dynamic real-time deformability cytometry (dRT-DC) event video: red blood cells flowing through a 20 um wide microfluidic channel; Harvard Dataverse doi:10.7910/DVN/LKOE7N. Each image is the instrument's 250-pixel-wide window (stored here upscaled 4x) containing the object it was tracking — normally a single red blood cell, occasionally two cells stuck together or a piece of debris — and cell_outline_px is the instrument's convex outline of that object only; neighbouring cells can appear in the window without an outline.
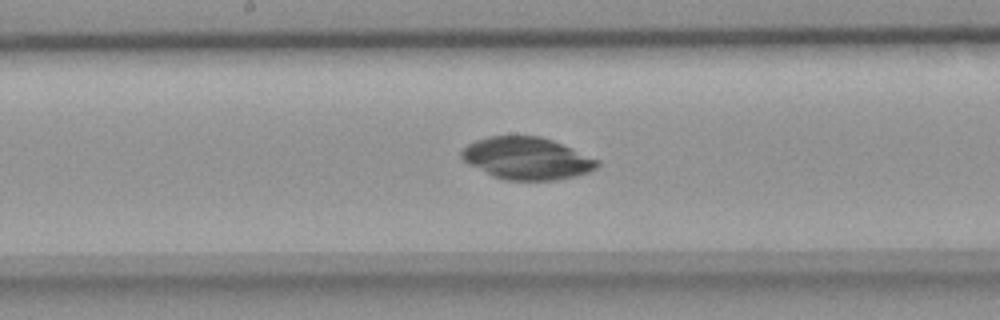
{"species": "common noctule bat (a hibernating species)", "species_latin": "Nyctalus noctula", "temperature_condition": "room temperature", "stored_images_in_passage": 47, "camera_frame_rate_fps": 3000, "um_per_image_px": 0.085, "animal": {"sex": "female", "body_mass_g": 18.4}, "frame": {"image": 1, "passage_image": 23, "time_ms": 7.333, "image_size_px": [1000, 320], "cell_outline_px": [[600, 164], [596, 168], [588, 172], [576, 176], [556, 180], [504, 180], [492, 176], [460, 160], [460, 152], [468, 144], [476, 140], [488, 136], [540, 136], [552, 140], [600, 160]], "centroid_in_image_um": [44.76, 13.47], "position_along_channel_um": 203.4, "area_um2": 33.52}}
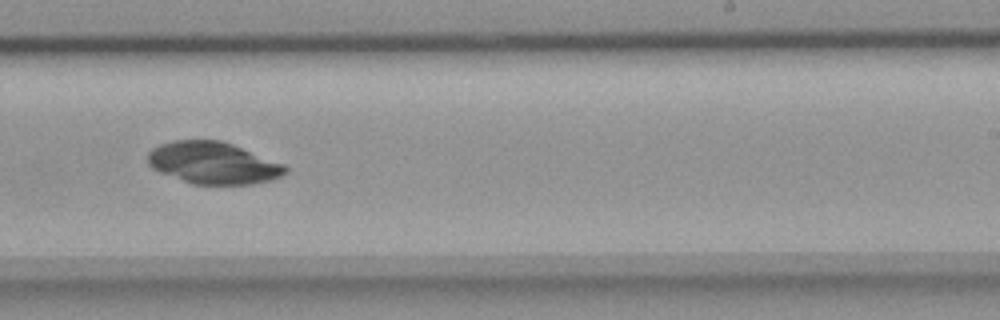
{"frame": {"image": 2, "passage_image": 28, "time_ms": 9.0, "image_size_px": [1000, 320], "cell_outline_px": [[288, 172], [272, 180], [252, 184], [192, 184], [160, 172], [152, 168], [148, 164], [148, 152], [152, 148], [160, 144], [172, 140], [220, 140], [232, 144], [284, 164], [288, 168]], "centroid_in_image_um": [18.11, 13.85], "position_along_channel_um": 270.9, "area_um2": 33.58}}
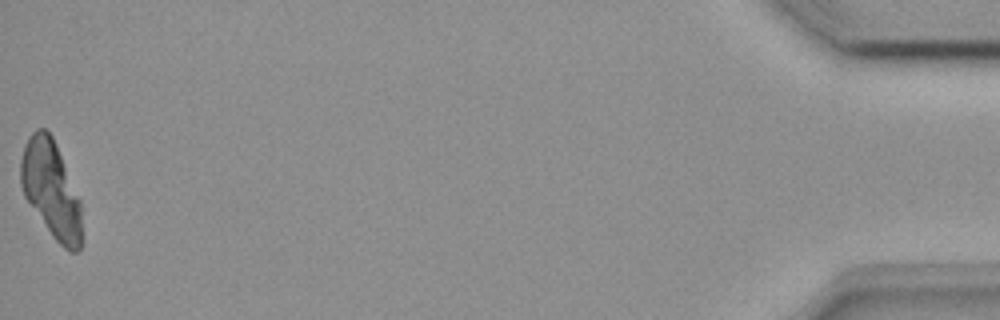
{"frame": {"image": 3, "passage_image": 47, "time_ms": 15.333, "image_size_px": [1000, 320], "cell_outline_px": [[80, 248], [76, 252], [68, 252], [52, 236], [24, 196], [20, 184], [20, 160], [28, 136], [36, 128], [44, 128], [52, 136], [56, 144], [80, 200]], "centroid_in_image_um": [4.31, 16.07], "position_along_channel_um": 430.9, "area_um2": 34.1}}